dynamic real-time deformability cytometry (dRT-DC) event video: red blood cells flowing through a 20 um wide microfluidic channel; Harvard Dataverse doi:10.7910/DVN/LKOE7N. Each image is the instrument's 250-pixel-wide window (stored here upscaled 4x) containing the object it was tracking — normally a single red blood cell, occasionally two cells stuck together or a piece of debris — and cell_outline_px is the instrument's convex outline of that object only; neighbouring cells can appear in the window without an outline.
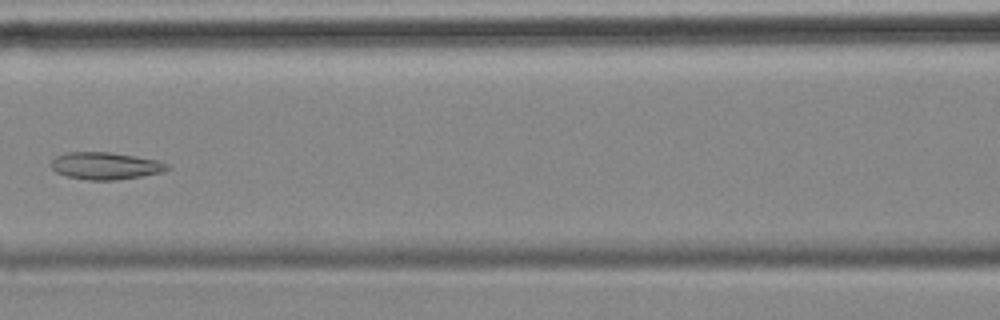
{"species": "common noctule bat (a hibernating species)", "species_latin": "Nyctalus noctula", "temperature_condition": "cold", "stored_images_in_passage": 6, "camera_frame_rate_fps": 3000, "um_per_image_px": 0.085, "animal": {"sex": "female", "body_mass_g": 18.4}, "frame": {"image": 1, "passage_image": 6, "time_ms": 6.0, "image_size_px": [1000, 320], "cell_outline_px": [[168, 168], [164, 172], [116, 180], [88, 180], [68, 176], [56, 172], [52, 168], [52, 160], [56, 156], [68, 152], [112, 152], [156, 160], [168, 164]], "centroid_in_image_um": [8.96, 14.09], "position_along_channel_um": 157.6, "area_um2": 18.21}}